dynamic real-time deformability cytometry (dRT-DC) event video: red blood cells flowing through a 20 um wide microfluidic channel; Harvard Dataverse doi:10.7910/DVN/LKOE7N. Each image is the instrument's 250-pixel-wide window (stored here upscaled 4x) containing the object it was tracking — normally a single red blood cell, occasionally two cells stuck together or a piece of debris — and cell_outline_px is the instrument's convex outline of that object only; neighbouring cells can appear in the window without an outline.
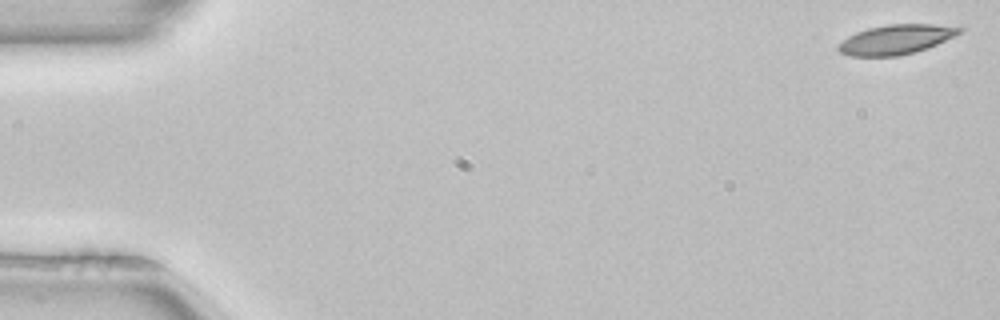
{"species": "common noctule bat (a hibernating species)", "species_latin": "Nyctalus noctula", "temperature_condition": "room temperature", "stored_images_in_passage": 48, "camera_frame_rate_fps": 3000, "um_per_image_px": 0.085, "animal": {"sex": "female", "body_mass_g": 22.7, "forearm_length_mm": 54.2}, "frame": {"image": 1, "passage_image": 1, "time_ms": 0.0, "image_size_px": [1000, 320], "cell_outline_px": [[964, 28], [960, 32], [928, 48], [916, 52], [896, 56], [848, 56], [840, 52], [836, 48], [836, 44], [848, 36], [856, 32], [868, 28], [888, 24], [932, 24]], "centroid_in_image_um": [76.07, 3.36], "position_along_channel_um": 8.9, "area_um2": 20.81}}
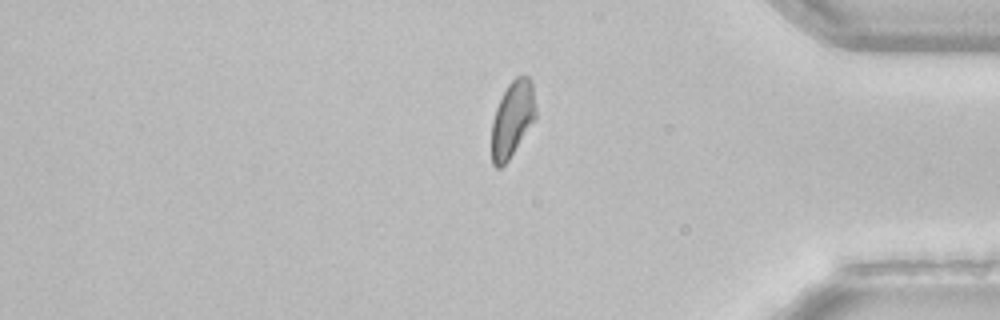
{"frame": {"image": 2, "passage_image": 43, "time_ms": 14.0, "image_size_px": [1000, 320], "cell_outline_px": [[536, 116], [508, 160], [500, 168], [496, 168], [492, 164], [492, 120], [496, 108], [508, 84], [516, 76], [528, 76], [532, 80], [536, 108]], "centroid_in_image_um": [43.55, 10.09], "position_along_channel_um": 391.7, "area_um2": 19.25}}